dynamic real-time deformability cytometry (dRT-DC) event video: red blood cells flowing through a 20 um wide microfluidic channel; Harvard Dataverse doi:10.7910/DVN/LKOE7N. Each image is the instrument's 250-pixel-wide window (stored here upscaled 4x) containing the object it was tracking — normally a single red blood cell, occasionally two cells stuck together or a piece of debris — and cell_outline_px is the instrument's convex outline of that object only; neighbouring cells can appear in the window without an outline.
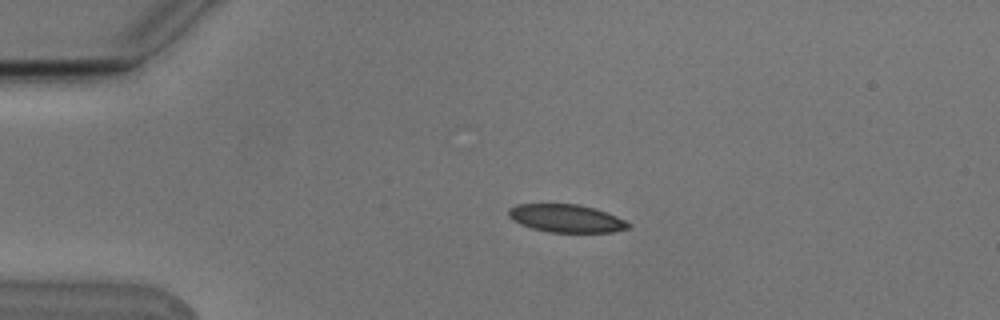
{"species": "Egyptian fruit bat (a non-hibernating species)", "species_latin": "Rousettus aegyptiacus", "temperature_condition": "cold", "stored_images_in_passage": 2, "camera_frame_rate_fps": 3000, "um_per_image_px": 0.085, "animal": {"sex": "male"}, "frame": {"image": 1, "passage_image": 1, "time_ms": 0.0, "image_size_px": [1000, 320], "cell_outline_px": [[632, 224], [628, 228], [612, 232], [548, 232], [532, 228], [520, 224], [512, 220], [508, 216], [508, 208], [516, 204], [580, 204], [596, 208], [616, 216]], "centroid_in_image_um": [48.11, 18.55], "position_along_channel_um": 36.9, "area_um2": 19.59}}